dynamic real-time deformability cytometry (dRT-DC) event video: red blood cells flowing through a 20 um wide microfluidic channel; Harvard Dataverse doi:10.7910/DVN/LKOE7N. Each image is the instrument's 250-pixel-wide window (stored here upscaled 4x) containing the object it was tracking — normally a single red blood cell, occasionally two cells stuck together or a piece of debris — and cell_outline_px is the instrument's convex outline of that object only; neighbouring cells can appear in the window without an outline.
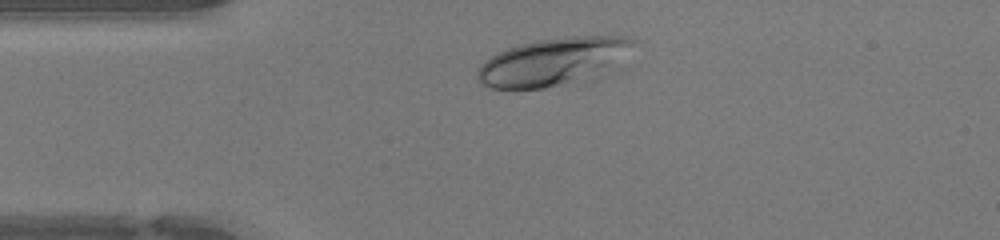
{"species": "human", "species_latin": "Homo sapiens", "temperature_condition": "warm", "stored_images_in_passage": 33, "camera_frame_rate_fps": 3000, "um_per_image_px": 0.085, "donor": {"sex": "female"}, "frame": {"image": 1, "passage_image": 4, "time_ms": 1.0, "image_size_px": [1000, 240], "cell_outline_px": [[640, 40], [624, 68], [616, 72], [544, 88], [512, 92], [492, 88], [480, 84], [476, 76], [476, 72], [496, 52], [520, 44], [536, 40], [564, 36], [624, 36]], "centroid_in_image_um": [47.22, 5.26], "position_along_channel_um": 37.8, "area_um2": 45.66}}
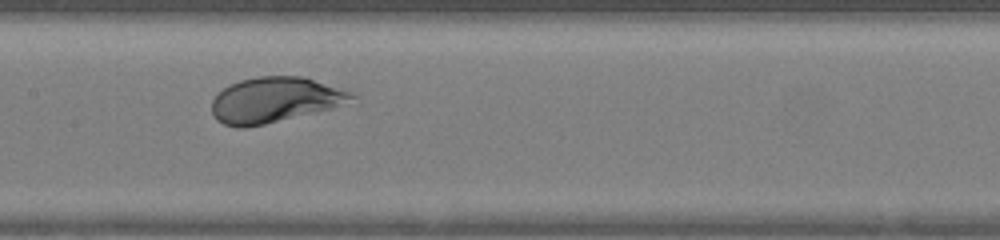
{"frame": {"image": 2, "passage_image": 16, "time_ms": 5.0, "image_size_px": [1000, 240], "cell_outline_px": [[356, 96], [348, 104], [332, 108], [264, 124], [244, 128], [236, 128], [224, 124], [216, 120], [212, 112], [212, 100], [224, 88], [240, 80], [256, 76], [304, 76], [352, 92]], "centroid_in_image_um": [23.37, 8.49], "position_along_channel_um": 184.0, "area_um2": 36.88}}
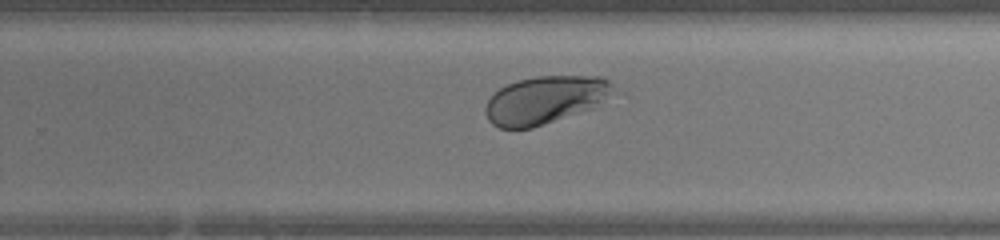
{"frame": {"image": 3, "passage_image": 23, "time_ms": 7.333, "image_size_px": [1000, 240], "cell_outline_px": [[624, 92], [592, 108], [532, 128], [500, 128], [492, 124], [488, 120], [484, 112], [484, 108], [488, 100], [500, 88], [516, 80], [536, 76], [604, 76]], "centroid_in_image_um": [46.47, 8.47], "position_along_channel_um": 283.3, "area_um2": 36.41}, "authors_computed_cell_mechanics": {"area_um2": 38.148, "velocity_mm_per_s": 4.2775, "shape_relaxation_time_tau1_ms": 1.9982, "shape_relaxation_time_tau2_ms": null, "deformation_change_tau1": 0.1432, "deformation_change_tau2": null}}